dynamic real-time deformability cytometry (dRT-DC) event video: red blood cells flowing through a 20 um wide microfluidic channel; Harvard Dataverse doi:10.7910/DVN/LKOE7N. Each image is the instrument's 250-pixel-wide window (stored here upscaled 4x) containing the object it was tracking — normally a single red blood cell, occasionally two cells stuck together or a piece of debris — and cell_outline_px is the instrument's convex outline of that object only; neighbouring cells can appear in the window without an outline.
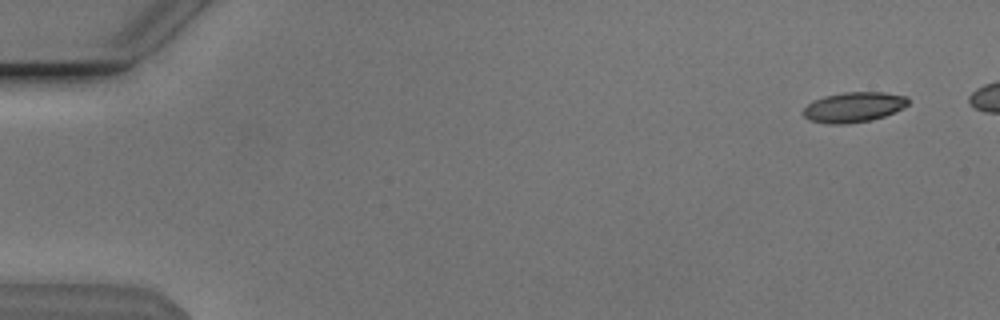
{"species": "Egyptian fruit bat (a non-hibernating species)", "species_latin": "Rousettus aegyptiacus", "temperature_condition": "cold", "stored_images_in_passage": 46, "camera_frame_rate_fps": 3000, "um_per_image_px": 0.085, "animal": {"sex": "male"}, "frame": {"image": 1, "passage_image": 1, "time_ms": 0.0, "image_size_px": [1000, 320], "cell_outline_px": [[908, 104], [884, 116], [872, 120], [844, 124], [828, 124], [808, 120], [804, 116], [804, 108], [812, 100], [824, 96], [844, 92], [884, 92], [908, 96]], "centroid_in_image_um": [72.53, 9.1], "position_along_channel_um": 12.5, "area_um2": 18.38}}
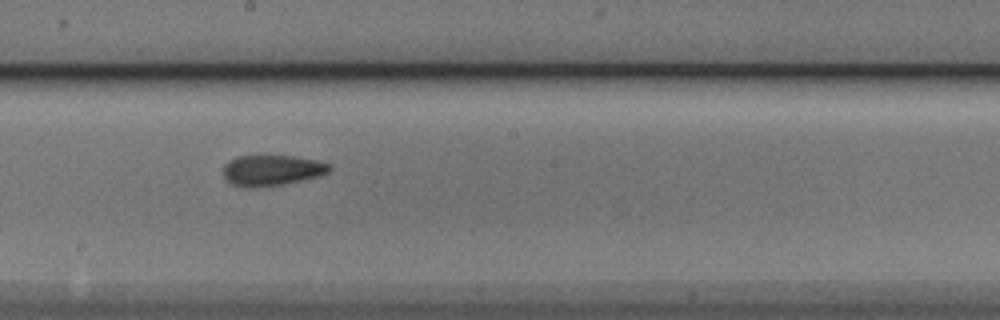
{"frame": {"image": 2, "passage_image": 28, "time_ms": 9.0, "image_size_px": [1000, 320], "cell_outline_px": [[332, 168], [328, 172], [316, 176], [300, 180], [280, 184], [248, 188], [244, 188], [232, 184], [224, 176], [224, 164], [228, 160], [236, 156], [264, 152], [296, 156], [316, 160], [328, 164]], "centroid_in_image_um": [23.04, 14.4], "position_along_channel_um": 225.2, "area_um2": 19.59}}
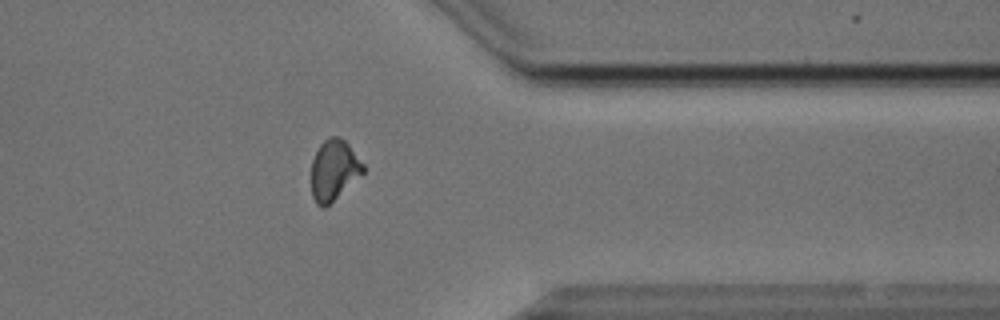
{"frame": {"image": 3, "passage_image": 41, "time_ms": 13.333, "image_size_px": [1000, 320], "cell_outline_px": [[364, 172], [324, 208], [320, 208], [316, 204], [312, 196], [312, 160], [320, 144], [328, 136], [336, 136], [344, 140], [348, 144], [364, 164]], "centroid_in_image_um": [28.37, 14.44], "position_along_channel_um": 383.0, "area_um2": 18.03}, "authors_computed_cell_mechanics": {"area_um2": 18.6116, "velocity_mm_per_s": 3.8483, "shape_relaxation_time_tau1_ms": null, "shape_relaxation_time_tau2_ms": 2.4646, "deformation_change_tau1": null, "deformation_change_tau2": 0.0735}}